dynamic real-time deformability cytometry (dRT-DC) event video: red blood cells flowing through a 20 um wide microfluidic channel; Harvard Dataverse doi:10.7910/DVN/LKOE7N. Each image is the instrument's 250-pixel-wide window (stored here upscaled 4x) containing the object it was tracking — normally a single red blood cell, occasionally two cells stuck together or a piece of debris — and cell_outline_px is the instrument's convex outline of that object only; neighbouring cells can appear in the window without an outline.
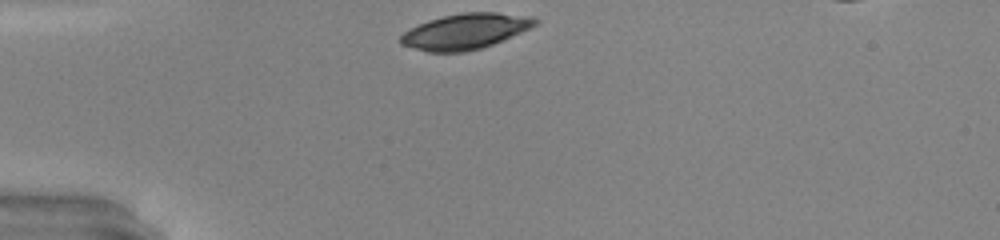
{"species": "common noctule bat (a hibernating species)", "species_latin": "Nyctalus noctula", "temperature_condition": "warm", "stored_images_in_passage": 27, "camera_frame_rate_fps": 3000, "um_per_image_px": 0.085, "animal": {"sex": "male", "body_mass_g": 20.0, "forearm_length_mm": 53.3}, "frame": {"image": 1, "passage_image": 1, "time_ms": 0.0, "image_size_px": [1000, 240], "cell_outline_px": [[540, 20], [536, 24], [520, 32], [492, 44], [480, 48], [464, 52], [428, 52], [400, 44], [400, 36], [404, 32], [428, 20], [444, 16], [464, 12], [496, 12], [532, 16]], "centroid_in_image_um": [39.55, 2.66], "position_along_channel_um": 45.5, "area_um2": 27.51}}